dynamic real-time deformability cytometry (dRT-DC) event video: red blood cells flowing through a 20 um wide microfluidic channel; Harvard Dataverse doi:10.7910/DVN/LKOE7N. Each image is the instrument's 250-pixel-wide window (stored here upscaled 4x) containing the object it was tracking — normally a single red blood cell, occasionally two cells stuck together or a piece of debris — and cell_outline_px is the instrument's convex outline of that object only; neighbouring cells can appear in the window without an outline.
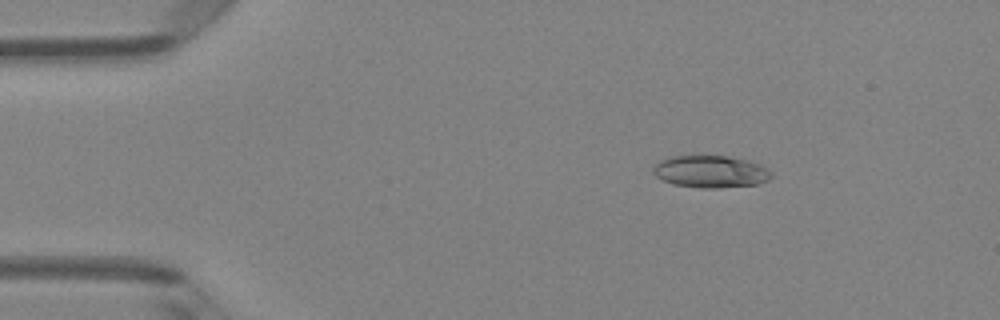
{"species": "Egyptian fruit bat (a non-hibernating species)", "species_latin": "Rousettus aegyptiacus", "temperature_condition": "room temperature", "stored_images_in_passage": 4, "camera_frame_rate_fps": 3000, "um_per_image_px": 0.085, "animal": {"sex": "female"}, "frame": {"image": 1, "passage_image": 2, "time_ms": 1.333, "image_size_px": [1000, 320], "cell_outline_px": [[772, 176], [768, 180], [756, 184], [720, 188], [700, 188], [672, 184], [656, 176], [652, 172], [656, 164], [660, 160], [672, 156], [724, 156], [748, 160], [760, 164], [768, 168], [772, 172]], "centroid_in_image_um": [60.42, 14.59], "position_along_channel_um": 24.6, "area_um2": 22.14}}
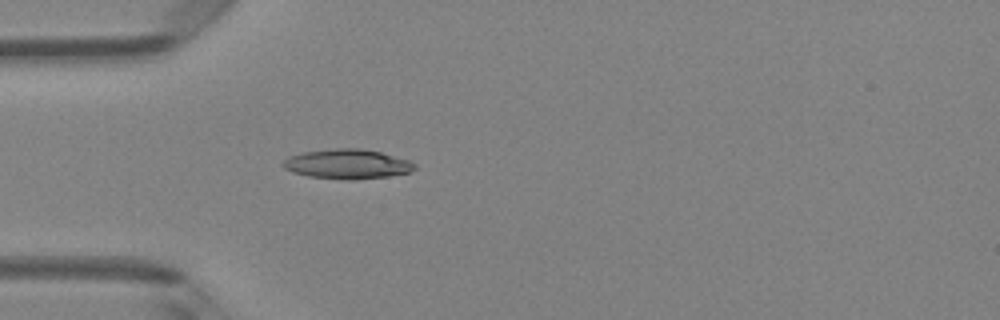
{"frame": {"image": 2, "passage_image": 4, "time_ms": 3.667, "image_size_px": [1000, 320], "cell_outline_px": [[416, 168], [412, 172], [388, 176], [356, 180], [348, 180], [308, 176], [292, 172], [284, 168], [280, 164], [288, 156], [304, 152], [336, 148], [360, 148], [380, 152], [408, 160], [416, 164]], "centroid_in_image_um": [29.51, 13.95], "position_along_channel_um": 55.5, "area_um2": 22.83}}